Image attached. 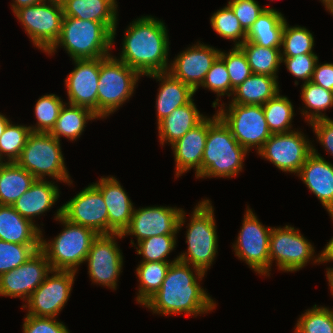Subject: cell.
<instances>
[{
    "instance_id": "8fae6325",
    "label": "cell",
    "mask_w": 333,
    "mask_h": 333,
    "mask_svg": "<svg viewBox=\"0 0 333 333\" xmlns=\"http://www.w3.org/2000/svg\"><path fill=\"white\" fill-rule=\"evenodd\" d=\"M14 14L34 46L43 52L46 53L58 40L64 18L61 3L45 0L20 8Z\"/></svg>"
},
{
    "instance_id": "11a10c76",
    "label": "cell",
    "mask_w": 333,
    "mask_h": 333,
    "mask_svg": "<svg viewBox=\"0 0 333 333\" xmlns=\"http://www.w3.org/2000/svg\"><path fill=\"white\" fill-rule=\"evenodd\" d=\"M9 123L10 120L4 114L0 113V137Z\"/></svg>"
},
{
    "instance_id": "681fc988",
    "label": "cell",
    "mask_w": 333,
    "mask_h": 333,
    "mask_svg": "<svg viewBox=\"0 0 333 333\" xmlns=\"http://www.w3.org/2000/svg\"><path fill=\"white\" fill-rule=\"evenodd\" d=\"M317 141L333 157V119H319L310 123Z\"/></svg>"
},
{
    "instance_id": "ffe728a7",
    "label": "cell",
    "mask_w": 333,
    "mask_h": 333,
    "mask_svg": "<svg viewBox=\"0 0 333 333\" xmlns=\"http://www.w3.org/2000/svg\"><path fill=\"white\" fill-rule=\"evenodd\" d=\"M72 61L75 68L65 79L68 103L89 108L98 116L100 58Z\"/></svg>"
},
{
    "instance_id": "9a60e30c",
    "label": "cell",
    "mask_w": 333,
    "mask_h": 333,
    "mask_svg": "<svg viewBox=\"0 0 333 333\" xmlns=\"http://www.w3.org/2000/svg\"><path fill=\"white\" fill-rule=\"evenodd\" d=\"M117 238L123 237L117 233L98 234L85 260L92 283L113 290H116L118 277L123 272V253L119 249Z\"/></svg>"
},
{
    "instance_id": "8992f818",
    "label": "cell",
    "mask_w": 333,
    "mask_h": 333,
    "mask_svg": "<svg viewBox=\"0 0 333 333\" xmlns=\"http://www.w3.org/2000/svg\"><path fill=\"white\" fill-rule=\"evenodd\" d=\"M214 206L209 199L198 202L186 226L187 251L178 256L179 261L189 264L206 273L213 264L218 252V235Z\"/></svg>"
},
{
    "instance_id": "3957f363",
    "label": "cell",
    "mask_w": 333,
    "mask_h": 333,
    "mask_svg": "<svg viewBox=\"0 0 333 333\" xmlns=\"http://www.w3.org/2000/svg\"><path fill=\"white\" fill-rule=\"evenodd\" d=\"M74 59H95L110 55L113 33L101 22L64 17L58 40L46 52L53 55L58 47Z\"/></svg>"
},
{
    "instance_id": "7bdbcfd3",
    "label": "cell",
    "mask_w": 333,
    "mask_h": 333,
    "mask_svg": "<svg viewBox=\"0 0 333 333\" xmlns=\"http://www.w3.org/2000/svg\"><path fill=\"white\" fill-rule=\"evenodd\" d=\"M38 250L40 245H23L0 240V275L18 268Z\"/></svg>"
},
{
    "instance_id": "1f68e13d",
    "label": "cell",
    "mask_w": 333,
    "mask_h": 333,
    "mask_svg": "<svg viewBox=\"0 0 333 333\" xmlns=\"http://www.w3.org/2000/svg\"><path fill=\"white\" fill-rule=\"evenodd\" d=\"M98 118L89 108L64 103L59 117L49 133L59 141H61V136L70 141H76L82 135L88 121Z\"/></svg>"
},
{
    "instance_id": "bcb514c9",
    "label": "cell",
    "mask_w": 333,
    "mask_h": 333,
    "mask_svg": "<svg viewBox=\"0 0 333 333\" xmlns=\"http://www.w3.org/2000/svg\"><path fill=\"white\" fill-rule=\"evenodd\" d=\"M315 53L300 54L293 57H282V62L288 72L296 79H302L304 83L311 81L316 63L319 62Z\"/></svg>"
},
{
    "instance_id": "7402d4cb",
    "label": "cell",
    "mask_w": 333,
    "mask_h": 333,
    "mask_svg": "<svg viewBox=\"0 0 333 333\" xmlns=\"http://www.w3.org/2000/svg\"><path fill=\"white\" fill-rule=\"evenodd\" d=\"M93 185L101 192L108 209V234H122L133 215L134 205L113 176L101 177Z\"/></svg>"
},
{
    "instance_id": "cb8c5ba5",
    "label": "cell",
    "mask_w": 333,
    "mask_h": 333,
    "mask_svg": "<svg viewBox=\"0 0 333 333\" xmlns=\"http://www.w3.org/2000/svg\"><path fill=\"white\" fill-rule=\"evenodd\" d=\"M159 81V91L156 97L157 124L169 116L176 108L188 104L195 95V91L175 78L170 72H158L147 75Z\"/></svg>"
},
{
    "instance_id": "f1b7e54d",
    "label": "cell",
    "mask_w": 333,
    "mask_h": 333,
    "mask_svg": "<svg viewBox=\"0 0 333 333\" xmlns=\"http://www.w3.org/2000/svg\"><path fill=\"white\" fill-rule=\"evenodd\" d=\"M278 78L265 74H252L236 89L229 104L264 105L279 92Z\"/></svg>"
},
{
    "instance_id": "db71d44e",
    "label": "cell",
    "mask_w": 333,
    "mask_h": 333,
    "mask_svg": "<svg viewBox=\"0 0 333 333\" xmlns=\"http://www.w3.org/2000/svg\"><path fill=\"white\" fill-rule=\"evenodd\" d=\"M326 276L331 291L330 293H332L331 295L333 296V267L326 268Z\"/></svg>"
},
{
    "instance_id": "f546056e",
    "label": "cell",
    "mask_w": 333,
    "mask_h": 333,
    "mask_svg": "<svg viewBox=\"0 0 333 333\" xmlns=\"http://www.w3.org/2000/svg\"><path fill=\"white\" fill-rule=\"evenodd\" d=\"M285 21L278 10L265 9L247 32L246 41L266 48H281Z\"/></svg>"
},
{
    "instance_id": "d6a6232c",
    "label": "cell",
    "mask_w": 333,
    "mask_h": 333,
    "mask_svg": "<svg viewBox=\"0 0 333 333\" xmlns=\"http://www.w3.org/2000/svg\"><path fill=\"white\" fill-rule=\"evenodd\" d=\"M238 47L244 52L252 73L278 78L277 72L282 62L281 48H266L246 40Z\"/></svg>"
},
{
    "instance_id": "4dcf8cb0",
    "label": "cell",
    "mask_w": 333,
    "mask_h": 333,
    "mask_svg": "<svg viewBox=\"0 0 333 333\" xmlns=\"http://www.w3.org/2000/svg\"><path fill=\"white\" fill-rule=\"evenodd\" d=\"M35 180L16 162H0V205H13Z\"/></svg>"
},
{
    "instance_id": "e575fe53",
    "label": "cell",
    "mask_w": 333,
    "mask_h": 333,
    "mask_svg": "<svg viewBox=\"0 0 333 333\" xmlns=\"http://www.w3.org/2000/svg\"><path fill=\"white\" fill-rule=\"evenodd\" d=\"M174 262H140L136 268V276L139 281L136 301L143 305L161 287L167 270Z\"/></svg>"
},
{
    "instance_id": "6f0895ef",
    "label": "cell",
    "mask_w": 333,
    "mask_h": 333,
    "mask_svg": "<svg viewBox=\"0 0 333 333\" xmlns=\"http://www.w3.org/2000/svg\"><path fill=\"white\" fill-rule=\"evenodd\" d=\"M49 1H53V2H57V3H63L65 0H49Z\"/></svg>"
},
{
    "instance_id": "c3c4849f",
    "label": "cell",
    "mask_w": 333,
    "mask_h": 333,
    "mask_svg": "<svg viewBox=\"0 0 333 333\" xmlns=\"http://www.w3.org/2000/svg\"><path fill=\"white\" fill-rule=\"evenodd\" d=\"M23 333H70L63 322L51 317L27 315L23 320Z\"/></svg>"
},
{
    "instance_id": "5b68a950",
    "label": "cell",
    "mask_w": 333,
    "mask_h": 333,
    "mask_svg": "<svg viewBox=\"0 0 333 333\" xmlns=\"http://www.w3.org/2000/svg\"><path fill=\"white\" fill-rule=\"evenodd\" d=\"M249 153L233 137L229 127L218 117L209 127L199 178H232L243 170Z\"/></svg>"
},
{
    "instance_id": "ee69618b",
    "label": "cell",
    "mask_w": 333,
    "mask_h": 333,
    "mask_svg": "<svg viewBox=\"0 0 333 333\" xmlns=\"http://www.w3.org/2000/svg\"><path fill=\"white\" fill-rule=\"evenodd\" d=\"M219 57L224 61L230 76L232 96L234 89L242 84L253 73L244 52L238 46H234L229 52L220 50Z\"/></svg>"
},
{
    "instance_id": "60d3db41",
    "label": "cell",
    "mask_w": 333,
    "mask_h": 333,
    "mask_svg": "<svg viewBox=\"0 0 333 333\" xmlns=\"http://www.w3.org/2000/svg\"><path fill=\"white\" fill-rule=\"evenodd\" d=\"M295 325V333H333V309L316 304L305 310Z\"/></svg>"
},
{
    "instance_id": "d4e9b609",
    "label": "cell",
    "mask_w": 333,
    "mask_h": 333,
    "mask_svg": "<svg viewBox=\"0 0 333 333\" xmlns=\"http://www.w3.org/2000/svg\"><path fill=\"white\" fill-rule=\"evenodd\" d=\"M64 17H74L103 23L113 33V44L118 25L116 0H65L62 3Z\"/></svg>"
},
{
    "instance_id": "44dd1931",
    "label": "cell",
    "mask_w": 333,
    "mask_h": 333,
    "mask_svg": "<svg viewBox=\"0 0 333 333\" xmlns=\"http://www.w3.org/2000/svg\"><path fill=\"white\" fill-rule=\"evenodd\" d=\"M217 112L213 117H206L200 124L189 130L182 138L171 145L175 161L176 178L195 169V177L202 174V157L208 134V127L218 118Z\"/></svg>"
},
{
    "instance_id": "ab89813d",
    "label": "cell",
    "mask_w": 333,
    "mask_h": 333,
    "mask_svg": "<svg viewBox=\"0 0 333 333\" xmlns=\"http://www.w3.org/2000/svg\"><path fill=\"white\" fill-rule=\"evenodd\" d=\"M65 102L56 94H46L37 100L34 108L37 123L30 125L31 132L49 133L59 117L60 110Z\"/></svg>"
},
{
    "instance_id": "8d00e7d4",
    "label": "cell",
    "mask_w": 333,
    "mask_h": 333,
    "mask_svg": "<svg viewBox=\"0 0 333 333\" xmlns=\"http://www.w3.org/2000/svg\"><path fill=\"white\" fill-rule=\"evenodd\" d=\"M314 42V36L307 28L298 25L289 26L286 20L282 32L281 56L293 57L314 53Z\"/></svg>"
},
{
    "instance_id": "484cf974",
    "label": "cell",
    "mask_w": 333,
    "mask_h": 333,
    "mask_svg": "<svg viewBox=\"0 0 333 333\" xmlns=\"http://www.w3.org/2000/svg\"><path fill=\"white\" fill-rule=\"evenodd\" d=\"M53 181L36 179L31 187L12 205L23 217L35 224L33 218L53 208L60 189ZM34 221V222H33Z\"/></svg>"
},
{
    "instance_id": "2e32d148",
    "label": "cell",
    "mask_w": 333,
    "mask_h": 333,
    "mask_svg": "<svg viewBox=\"0 0 333 333\" xmlns=\"http://www.w3.org/2000/svg\"><path fill=\"white\" fill-rule=\"evenodd\" d=\"M302 131L272 134L258 155L269 160L279 170L298 174L312 153V143Z\"/></svg>"
},
{
    "instance_id": "5bb4252c",
    "label": "cell",
    "mask_w": 333,
    "mask_h": 333,
    "mask_svg": "<svg viewBox=\"0 0 333 333\" xmlns=\"http://www.w3.org/2000/svg\"><path fill=\"white\" fill-rule=\"evenodd\" d=\"M76 273L52 270L31 294L22 309L28 310L27 315L56 318L71 295Z\"/></svg>"
},
{
    "instance_id": "f35d334b",
    "label": "cell",
    "mask_w": 333,
    "mask_h": 333,
    "mask_svg": "<svg viewBox=\"0 0 333 333\" xmlns=\"http://www.w3.org/2000/svg\"><path fill=\"white\" fill-rule=\"evenodd\" d=\"M210 22L213 30L219 36L233 40L234 46H240L246 40L247 32L242 28L240 21L228 4L214 12Z\"/></svg>"
},
{
    "instance_id": "6da1fadb",
    "label": "cell",
    "mask_w": 333,
    "mask_h": 333,
    "mask_svg": "<svg viewBox=\"0 0 333 333\" xmlns=\"http://www.w3.org/2000/svg\"><path fill=\"white\" fill-rule=\"evenodd\" d=\"M205 274L181 261L171 263L160 289L143 307L150 309L153 314L165 316L184 313L196 317L211 312L216 302L199 283Z\"/></svg>"
},
{
    "instance_id": "4316f807",
    "label": "cell",
    "mask_w": 333,
    "mask_h": 333,
    "mask_svg": "<svg viewBox=\"0 0 333 333\" xmlns=\"http://www.w3.org/2000/svg\"><path fill=\"white\" fill-rule=\"evenodd\" d=\"M0 240L23 245H40L41 228L23 218L12 205H0Z\"/></svg>"
},
{
    "instance_id": "816d5d0a",
    "label": "cell",
    "mask_w": 333,
    "mask_h": 333,
    "mask_svg": "<svg viewBox=\"0 0 333 333\" xmlns=\"http://www.w3.org/2000/svg\"><path fill=\"white\" fill-rule=\"evenodd\" d=\"M333 221V213L329 214ZM320 263H328L333 261V237L327 242L325 248L319 253Z\"/></svg>"
},
{
    "instance_id": "603a6c76",
    "label": "cell",
    "mask_w": 333,
    "mask_h": 333,
    "mask_svg": "<svg viewBox=\"0 0 333 333\" xmlns=\"http://www.w3.org/2000/svg\"><path fill=\"white\" fill-rule=\"evenodd\" d=\"M297 176L320 200L329 214L333 213V164L326 161L312 146V153L300 168Z\"/></svg>"
},
{
    "instance_id": "7a4b0ae2",
    "label": "cell",
    "mask_w": 333,
    "mask_h": 333,
    "mask_svg": "<svg viewBox=\"0 0 333 333\" xmlns=\"http://www.w3.org/2000/svg\"><path fill=\"white\" fill-rule=\"evenodd\" d=\"M124 33L118 59L142 77L169 70L170 42L167 26L162 20L151 15L137 17Z\"/></svg>"
},
{
    "instance_id": "ac0fdd59",
    "label": "cell",
    "mask_w": 333,
    "mask_h": 333,
    "mask_svg": "<svg viewBox=\"0 0 333 333\" xmlns=\"http://www.w3.org/2000/svg\"><path fill=\"white\" fill-rule=\"evenodd\" d=\"M51 271L46 255L38 250L18 268L0 275V295L26 302Z\"/></svg>"
},
{
    "instance_id": "277c9868",
    "label": "cell",
    "mask_w": 333,
    "mask_h": 333,
    "mask_svg": "<svg viewBox=\"0 0 333 333\" xmlns=\"http://www.w3.org/2000/svg\"><path fill=\"white\" fill-rule=\"evenodd\" d=\"M54 219L64 226L63 231L53 240L46 241L41 230L40 250L46 255L52 270L77 272L98 234L65 219L62 216V206L57 209Z\"/></svg>"
},
{
    "instance_id": "9c48e42d",
    "label": "cell",
    "mask_w": 333,
    "mask_h": 333,
    "mask_svg": "<svg viewBox=\"0 0 333 333\" xmlns=\"http://www.w3.org/2000/svg\"><path fill=\"white\" fill-rule=\"evenodd\" d=\"M218 107L216 110L218 116L229 127L237 142L248 152L254 147L258 153L272 135L262 105L228 104L227 106L223 103Z\"/></svg>"
},
{
    "instance_id": "4fadbf2b",
    "label": "cell",
    "mask_w": 333,
    "mask_h": 333,
    "mask_svg": "<svg viewBox=\"0 0 333 333\" xmlns=\"http://www.w3.org/2000/svg\"><path fill=\"white\" fill-rule=\"evenodd\" d=\"M186 213L182 208L150 206L135 209L128 227L121 234L133 235L137 243L153 236L176 235L185 224Z\"/></svg>"
},
{
    "instance_id": "e0dca14e",
    "label": "cell",
    "mask_w": 333,
    "mask_h": 333,
    "mask_svg": "<svg viewBox=\"0 0 333 333\" xmlns=\"http://www.w3.org/2000/svg\"><path fill=\"white\" fill-rule=\"evenodd\" d=\"M62 216L97 234H108V209L101 192L93 184L62 205Z\"/></svg>"
},
{
    "instance_id": "f5cc1de1",
    "label": "cell",
    "mask_w": 333,
    "mask_h": 333,
    "mask_svg": "<svg viewBox=\"0 0 333 333\" xmlns=\"http://www.w3.org/2000/svg\"><path fill=\"white\" fill-rule=\"evenodd\" d=\"M12 11L15 13L18 9L42 3L45 0H12Z\"/></svg>"
},
{
    "instance_id": "f907efd6",
    "label": "cell",
    "mask_w": 333,
    "mask_h": 333,
    "mask_svg": "<svg viewBox=\"0 0 333 333\" xmlns=\"http://www.w3.org/2000/svg\"><path fill=\"white\" fill-rule=\"evenodd\" d=\"M311 82L333 92V63H316Z\"/></svg>"
},
{
    "instance_id": "f6af8a7d",
    "label": "cell",
    "mask_w": 333,
    "mask_h": 333,
    "mask_svg": "<svg viewBox=\"0 0 333 333\" xmlns=\"http://www.w3.org/2000/svg\"><path fill=\"white\" fill-rule=\"evenodd\" d=\"M202 88H207L217 94V99L212 103V107L216 108L220 105L221 96H231V82L224 61L218 57L213 63L212 67L206 73L205 79L202 83Z\"/></svg>"
},
{
    "instance_id": "d6986e66",
    "label": "cell",
    "mask_w": 333,
    "mask_h": 333,
    "mask_svg": "<svg viewBox=\"0 0 333 333\" xmlns=\"http://www.w3.org/2000/svg\"><path fill=\"white\" fill-rule=\"evenodd\" d=\"M220 56V50L197 41L170 62L169 70L175 78L190 86L195 92L201 87L206 73Z\"/></svg>"
},
{
    "instance_id": "83f0119b",
    "label": "cell",
    "mask_w": 333,
    "mask_h": 333,
    "mask_svg": "<svg viewBox=\"0 0 333 333\" xmlns=\"http://www.w3.org/2000/svg\"><path fill=\"white\" fill-rule=\"evenodd\" d=\"M206 117L200 113L192 99L188 104L176 108L157 124L159 142L162 146L166 143L172 145Z\"/></svg>"
},
{
    "instance_id": "7dc6e473",
    "label": "cell",
    "mask_w": 333,
    "mask_h": 333,
    "mask_svg": "<svg viewBox=\"0 0 333 333\" xmlns=\"http://www.w3.org/2000/svg\"><path fill=\"white\" fill-rule=\"evenodd\" d=\"M228 5L234 11L235 16L240 21L242 28L248 32L253 23L265 11L272 7H261L256 0H230Z\"/></svg>"
},
{
    "instance_id": "52a82bcc",
    "label": "cell",
    "mask_w": 333,
    "mask_h": 333,
    "mask_svg": "<svg viewBox=\"0 0 333 333\" xmlns=\"http://www.w3.org/2000/svg\"><path fill=\"white\" fill-rule=\"evenodd\" d=\"M60 141L50 133L31 132L19 158L15 161L30 172L36 179L44 180L49 176L53 180L71 185L65 165Z\"/></svg>"
},
{
    "instance_id": "ba28073f",
    "label": "cell",
    "mask_w": 333,
    "mask_h": 333,
    "mask_svg": "<svg viewBox=\"0 0 333 333\" xmlns=\"http://www.w3.org/2000/svg\"><path fill=\"white\" fill-rule=\"evenodd\" d=\"M140 74L116 56L100 58L98 117L106 118L118 110L134 93Z\"/></svg>"
},
{
    "instance_id": "9f6ffc18",
    "label": "cell",
    "mask_w": 333,
    "mask_h": 333,
    "mask_svg": "<svg viewBox=\"0 0 333 333\" xmlns=\"http://www.w3.org/2000/svg\"><path fill=\"white\" fill-rule=\"evenodd\" d=\"M324 7L326 8V10L329 11V13H331V15L333 14V0H320Z\"/></svg>"
},
{
    "instance_id": "74e56055",
    "label": "cell",
    "mask_w": 333,
    "mask_h": 333,
    "mask_svg": "<svg viewBox=\"0 0 333 333\" xmlns=\"http://www.w3.org/2000/svg\"><path fill=\"white\" fill-rule=\"evenodd\" d=\"M176 235H159L138 242L136 253L142 255L141 262H177L178 256L169 261L167 256L176 248Z\"/></svg>"
},
{
    "instance_id": "836d02e7",
    "label": "cell",
    "mask_w": 333,
    "mask_h": 333,
    "mask_svg": "<svg viewBox=\"0 0 333 333\" xmlns=\"http://www.w3.org/2000/svg\"><path fill=\"white\" fill-rule=\"evenodd\" d=\"M301 87V98L304 103L301 114L308 124L319 119H329L323 111L333 107V92L309 81ZM309 110V111H308Z\"/></svg>"
},
{
    "instance_id": "d590c367",
    "label": "cell",
    "mask_w": 333,
    "mask_h": 333,
    "mask_svg": "<svg viewBox=\"0 0 333 333\" xmlns=\"http://www.w3.org/2000/svg\"><path fill=\"white\" fill-rule=\"evenodd\" d=\"M293 106L288 97L282 96L280 93L262 105L266 122L272 134L293 131L291 130L293 126L291 123L295 115Z\"/></svg>"
},
{
    "instance_id": "30bf717a",
    "label": "cell",
    "mask_w": 333,
    "mask_h": 333,
    "mask_svg": "<svg viewBox=\"0 0 333 333\" xmlns=\"http://www.w3.org/2000/svg\"><path fill=\"white\" fill-rule=\"evenodd\" d=\"M313 246L299 229L291 225L272 227L269 237V276L274 260L278 270L284 272L299 271L310 260L319 264L320 257L319 254L315 257Z\"/></svg>"
},
{
    "instance_id": "b9f144b4",
    "label": "cell",
    "mask_w": 333,
    "mask_h": 333,
    "mask_svg": "<svg viewBox=\"0 0 333 333\" xmlns=\"http://www.w3.org/2000/svg\"><path fill=\"white\" fill-rule=\"evenodd\" d=\"M30 133L29 126L15 125L10 122L0 137V162H15L19 158Z\"/></svg>"
},
{
    "instance_id": "7c38bea8",
    "label": "cell",
    "mask_w": 333,
    "mask_h": 333,
    "mask_svg": "<svg viewBox=\"0 0 333 333\" xmlns=\"http://www.w3.org/2000/svg\"><path fill=\"white\" fill-rule=\"evenodd\" d=\"M236 243L232 245L235 256L255 271L269 277V237L272 227L263 225L247 206Z\"/></svg>"
}]
</instances>
